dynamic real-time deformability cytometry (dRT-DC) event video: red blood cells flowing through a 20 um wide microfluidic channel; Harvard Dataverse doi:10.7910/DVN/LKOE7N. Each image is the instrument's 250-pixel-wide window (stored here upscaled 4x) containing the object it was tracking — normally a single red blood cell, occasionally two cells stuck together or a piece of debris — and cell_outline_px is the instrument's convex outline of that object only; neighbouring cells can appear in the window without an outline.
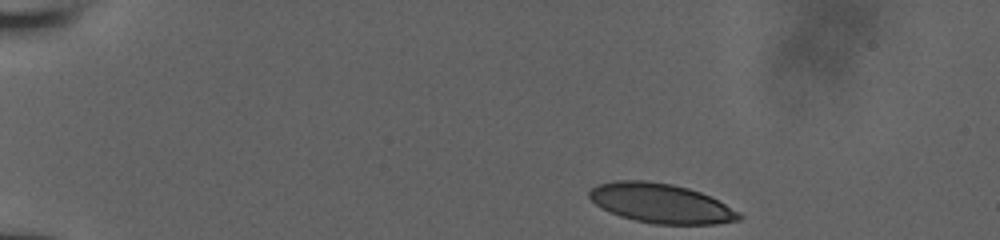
{"species": "human", "species_latin": "Homo sapiens", "temperature_condition": "room temperature", "stored_images_in_passage": 44, "camera_frame_rate_fps": 3000, "um_per_image_px": 0.085, "donor": {"sex": "male"}, "frame": {"image": 1, "passage_image": 1, "time_ms": 0.0, "image_size_px": [1000, 240], "cell_outline_px": [[744, 216], [740, 220], [716, 224], [656, 224], [636, 220], [620, 216], [596, 204], [588, 196], [588, 192], [596, 184], [616, 180], [644, 180], [672, 184], [688, 188], [700, 192], [740, 212]], "centroid_in_image_um": [56.18, 17.27], "position_along_channel_um": 28.8, "area_um2": 34.22}}
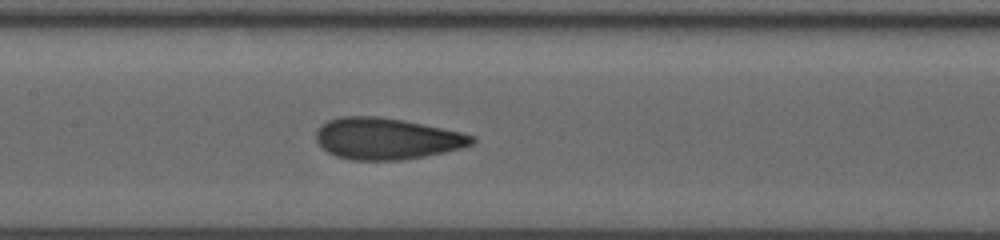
{"frame": {"image": 2, "passage_image": 19, "time_ms": 6.0, "image_size_px": [1000, 240], "cell_outline_px": [[476, 140], [472, 144], [460, 148], [444, 152], [424, 156], [400, 160], [352, 160], [336, 156], [328, 152], [316, 140], [316, 132], [320, 124], [328, 120], [340, 116], [376, 116], [404, 120], [460, 132], [476, 136]], "centroid_in_image_um": [32.84, 11.78], "position_along_channel_um": 174.6, "area_um2": 37.57}}
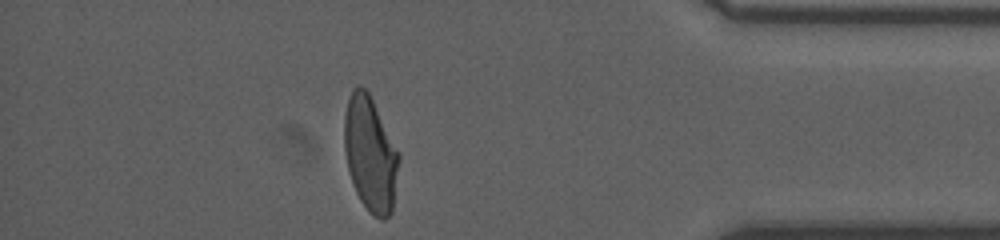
{"frame": {"image": 3, "passage_image": 38, "time_ms": 12.333, "image_size_px": [1000, 240], "cell_outline_px": [[400, 160], [392, 212], [384, 220], [380, 220], [372, 216], [368, 212], [360, 200], [352, 184], [348, 168], [344, 148], [344, 116], [348, 96], [352, 88], [356, 84], [360, 84], [368, 92], [400, 156]], "centroid_in_image_um": [31.46, 13.12], "position_along_channel_um": 403.7, "area_um2": 36.65}}